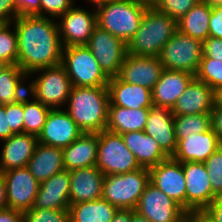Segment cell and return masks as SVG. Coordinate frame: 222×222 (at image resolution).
Returning <instances> with one entry per match:
<instances>
[{
  "mask_svg": "<svg viewBox=\"0 0 222 222\" xmlns=\"http://www.w3.org/2000/svg\"><path fill=\"white\" fill-rule=\"evenodd\" d=\"M194 77L184 71L164 69L152 90L153 104L171 109Z\"/></svg>",
  "mask_w": 222,
  "mask_h": 222,
  "instance_id": "obj_25",
  "label": "cell"
},
{
  "mask_svg": "<svg viewBox=\"0 0 222 222\" xmlns=\"http://www.w3.org/2000/svg\"><path fill=\"white\" fill-rule=\"evenodd\" d=\"M195 77L217 90L222 87V61L203 56Z\"/></svg>",
  "mask_w": 222,
  "mask_h": 222,
  "instance_id": "obj_36",
  "label": "cell"
},
{
  "mask_svg": "<svg viewBox=\"0 0 222 222\" xmlns=\"http://www.w3.org/2000/svg\"><path fill=\"white\" fill-rule=\"evenodd\" d=\"M203 57L202 41L177 31L163 46L159 59L164 69L197 74Z\"/></svg>",
  "mask_w": 222,
  "mask_h": 222,
  "instance_id": "obj_9",
  "label": "cell"
},
{
  "mask_svg": "<svg viewBox=\"0 0 222 222\" xmlns=\"http://www.w3.org/2000/svg\"><path fill=\"white\" fill-rule=\"evenodd\" d=\"M210 129V113L174 116V131L177 142L192 134L204 133Z\"/></svg>",
  "mask_w": 222,
  "mask_h": 222,
  "instance_id": "obj_34",
  "label": "cell"
},
{
  "mask_svg": "<svg viewBox=\"0 0 222 222\" xmlns=\"http://www.w3.org/2000/svg\"><path fill=\"white\" fill-rule=\"evenodd\" d=\"M7 190L8 208L25 211L33 207L39 182L27 166L3 172Z\"/></svg>",
  "mask_w": 222,
  "mask_h": 222,
  "instance_id": "obj_15",
  "label": "cell"
},
{
  "mask_svg": "<svg viewBox=\"0 0 222 222\" xmlns=\"http://www.w3.org/2000/svg\"><path fill=\"white\" fill-rule=\"evenodd\" d=\"M215 104L222 107V87L214 91Z\"/></svg>",
  "mask_w": 222,
  "mask_h": 222,
  "instance_id": "obj_55",
  "label": "cell"
},
{
  "mask_svg": "<svg viewBox=\"0 0 222 222\" xmlns=\"http://www.w3.org/2000/svg\"><path fill=\"white\" fill-rule=\"evenodd\" d=\"M61 64L72 86H108L110 78L86 45L63 47Z\"/></svg>",
  "mask_w": 222,
  "mask_h": 222,
  "instance_id": "obj_7",
  "label": "cell"
},
{
  "mask_svg": "<svg viewBox=\"0 0 222 222\" xmlns=\"http://www.w3.org/2000/svg\"><path fill=\"white\" fill-rule=\"evenodd\" d=\"M0 222H23V211L13 208L0 210Z\"/></svg>",
  "mask_w": 222,
  "mask_h": 222,
  "instance_id": "obj_49",
  "label": "cell"
},
{
  "mask_svg": "<svg viewBox=\"0 0 222 222\" xmlns=\"http://www.w3.org/2000/svg\"><path fill=\"white\" fill-rule=\"evenodd\" d=\"M18 42L14 23L0 24V64L17 65Z\"/></svg>",
  "mask_w": 222,
  "mask_h": 222,
  "instance_id": "obj_35",
  "label": "cell"
},
{
  "mask_svg": "<svg viewBox=\"0 0 222 222\" xmlns=\"http://www.w3.org/2000/svg\"><path fill=\"white\" fill-rule=\"evenodd\" d=\"M152 137L160 149L172 157L177 147L174 131V115L170 108L152 105L143 130Z\"/></svg>",
  "mask_w": 222,
  "mask_h": 222,
  "instance_id": "obj_18",
  "label": "cell"
},
{
  "mask_svg": "<svg viewBox=\"0 0 222 222\" xmlns=\"http://www.w3.org/2000/svg\"><path fill=\"white\" fill-rule=\"evenodd\" d=\"M211 182L213 194L222 197V146L219 147L205 162Z\"/></svg>",
  "mask_w": 222,
  "mask_h": 222,
  "instance_id": "obj_38",
  "label": "cell"
},
{
  "mask_svg": "<svg viewBox=\"0 0 222 222\" xmlns=\"http://www.w3.org/2000/svg\"><path fill=\"white\" fill-rule=\"evenodd\" d=\"M86 2V5H93V6H97L99 4L105 3V2H109V1H115V0H84Z\"/></svg>",
  "mask_w": 222,
  "mask_h": 222,
  "instance_id": "obj_57",
  "label": "cell"
},
{
  "mask_svg": "<svg viewBox=\"0 0 222 222\" xmlns=\"http://www.w3.org/2000/svg\"><path fill=\"white\" fill-rule=\"evenodd\" d=\"M105 175L95 166L70 171L69 203L101 199Z\"/></svg>",
  "mask_w": 222,
  "mask_h": 222,
  "instance_id": "obj_19",
  "label": "cell"
},
{
  "mask_svg": "<svg viewBox=\"0 0 222 222\" xmlns=\"http://www.w3.org/2000/svg\"><path fill=\"white\" fill-rule=\"evenodd\" d=\"M86 6L77 3L57 19L63 47L86 45L97 27L95 6Z\"/></svg>",
  "mask_w": 222,
  "mask_h": 222,
  "instance_id": "obj_10",
  "label": "cell"
},
{
  "mask_svg": "<svg viewBox=\"0 0 222 222\" xmlns=\"http://www.w3.org/2000/svg\"><path fill=\"white\" fill-rule=\"evenodd\" d=\"M118 208L107 200L79 202L69 206L70 222H111Z\"/></svg>",
  "mask_w": 222,
  "mask_h": 222,
  "instance_id": "obj_31",
  "label": "cell"
},
{
  "mask_svg": "<svg viewBox=\"0 0 222 222\" xmlns=\"http://www.w3.org/2000/svg\"><path fill=\"white\" fill-rule=\"evenodd\" d=\"M150 108L130 109L116 105H109L106 130L125 134L143 131Z\"/></svg>",
  "mask_w": 222,
  "mask_h": 222,
  "instance_id": "obj_29",
  "label": "cell"
},
{
  "mask_svg": "<svg viewBox=\"0 0 222 222\" xmlns=\"http://www.w3.org/2000/svg\"><path fill=\"white\" fill-rule=\"evenodd\" d=\"M214 222H222V197H217L203 210Z\"/></svg>",
  "mask_w": 222,
  "mask_h": 222,
  "instance_id": "obj_47",
  "label": "cell"
},
{
  "mask_svg": "<svg viewBox=\"0 0 222 222\" xmlns=\"http://www.w3.org/2000/svg\"><path fill=\"white\" fill-rule=\"evenodd\" d=\"M200 0H160L155 7L160 12L179 20Z\"/></svg>",
  "mask_w": 222,
  "mask_h": 222,
  "instance_id": "obj_39",
  "label": "cell"
},
{
  "mask_svg": "<svg viewBox=\"0 0 222 222\" xmlns=\"http://www.w3.org/2000/svg\"><path fill=\"white\" fill-rule=\"evenodd\" d=\"M131 222H151L148 218L145 216H142L138 212L132 209V221Z\"/></svg>",
  "mask_w": 222,
  "mask_h": 222,
  "instance_id": "obj_54",
  "label": "cell"
},
{
  "mask_svg": "<svg viewBox=\"0 0 222 222\" xmlns=\"http://www.w3.org/2000/svg\"><path fill=\"white\" fill-rule=\"evenodd\" d=\"M98 142V133H83L68 147L63 148L65 170L96 165Z\"/></svg>",
  "mask_w": 222,
  "mask_h": 222,
  "instance_id": "obj_26",
  "label": "cell"
},
{
  "mask_svg": "<svg viewBox=\"0 0 222 222\" xmlns=\"http://www.w3.org/2000/svg\"><path fill=\"white\" fill-rule=\"evenodd\" d=\"M13 134L9 126L8 113H5V105H0V142L10 138Z\"/></svg>",
  "mask_w": 222,
  "mask_h": 222,
  "instance_id": "obj_48",
  "label": "cell"
},
{
  "mask_svg": "<svg viewBox=\"0 0 222 222\" xmlns=\"http://www.w3.org/2000/svg\"><path fill=\"white\" fill-rule=\"evenodd\" d=\"M0 144V172H5L27 166L38 144V137L27 133L13 134Z\"/></svg>",
  "mask_w": 222,
  "mask_h": 222,
  "instance_id": "obj_21",
  "label": "cell"
},
{
  "mask_svg": "<svg viewBox=\"0 0 222 222\" xmlns=\"http://www.w3.org/2000/svg\"><path fill=\"white\" fill-rule=\"evenodd\" d=\"M28 80L27 92L36 100L51 109H64L72 84L62 64L34 71Z\"/></svg>",
  "mask_w": 222,
  "mask_h": 222,
  "instance_id": "obj_5",
  "label": "cell"
},
{
  "mask_svg": "<svg viewBox=\"0 0 222 222\" xmlns=\"http://www.w3.org/2000/svg\"><path fill=\"white\" fill-rule=\"evenodd\" d=\"M132 209H118L111 222H131Z\"/></svg>",
  "mask_w": 222,
  "mask_h": 222,
  "instance_id": "obj_52",
  "label": "cell"
},
{
  "mask_svg": "<svg viewBox=\"0 0 222 222\" xmlns=\"http://www.w3.org/2000/svg\"><path fill=\"white\" fill-rule=\"evenodd\" d=\"M203 56L222 61V39L208 36L203 42Z\"/></svg>",
  "mask_w": 222,
  "mask_h": 222,
  "instance_id": "obj_42",
  "label": "cell"
},
{
  "mask_svg": "<svg viewBox=\"0 0 222 222\" xmlns=\"http://www.w3.org/2000/svg\"><path fill=\"white\" fill-rule=\"evenodd\" d=\"M27 168L35 179L42 183L58 172L65 170L63 148L38 143Z\"/></svg>",
  "mask_w": 222,
  "mask_h": 222,
  "instance_id": "obj_27",
  "label": "cell"
},
{
  "mask_svg": "<svg viewBox=\"0 0 222 222\" xmlns=\"http://www.w3.org/2000/svg\"><path fill=\"white\" fill-rule=\"evenodd\" d=\"M164 70L157 56H136L127 53L118 77L127 83L153 90Z\"/></svg>",
  "mask_w": 222,
  "mask_h": 222,
  "instance_id": "obj_17",
  "label": "cell"
},
{
  "mask_svg": "<svg viewBox=\"0 0 222 222\" xmlns=\"http://www.w3.org/2000/svg\"><path fill=\"white\" fill-rule=\"evenodd\" d=\"M13 23L18 42L17 65L27 75L62 63L63 46L57 19L24 15Z\"/></svg>",
  "mask_w": 222,
  "mask_h": 222,
  "instance_id": "obj_1",
  "label": "cell"
},
{
  "mask_svg": "<svg viewBox=\"0 0 222 222\" xmlns=\"http://www.w3.org/2000/svg\"><path fill=\"white\" fill-rule=\"evenodd\" d=\"M221 146L218 136L210 129L179 140L171 158L181 163H204Z\"/></svg>",
  "mask_w": 222,
  "mask_h": 222,
  "instance_id": "obj_22",
  "label": "cell"
},
{
  "mask_svg": "<svg viewBox=\"0 0 222 222\" xmlns=\"http://www.w3.org/2000/svg\"><path fill=\"white\" fill-rule=\"evenodd\" d=\"M122 138L141 167L151 168L169 158L158 143L144 131L128 132L122 134Z\"/></svg>",
  "mask_w": 222,
  "mask_h": 222,
  "instance_id": "obj_28",
  "label": "cell"
},
{
  "mask_svg": "<svg viewBox=\"0 0 222 222\" xmlns=\"http://www.w3.org/2000/svg\"><path fill=\"white\" fill-rule=\"evenodd\" d=\"M108 91L109 105L130 109L150 108L154 105L152 90L124 82L118 76L109 79Z\"/></svg>",
  "mask_w": 222,
  "mask_h": 222,
  "instance_id": "obj_24",
  "label": "cell"
},
{
  "mask_svg": "<svg viewBox=\"0 0 222 222\" xmlns=\"http://www.w3.org/2000/svg\"><path fill=\"white\" fill-rule=\"evenodd\" d=\"M83 132L65 109H51L47 115L38 143L58 148L68 147Z\"/></svg>",
  "mask_w": 222,
  "mask_h": 222,
  "instance_id": "obj_16",
  "label": "cell"
},
{
  "mask_svg": "<svg viewBox=\"0 0 222 222\" xmlns=\"http://www.w3.org/2000/svg\"><path fill=\"white\" fill-rule=\"evenodd\" d=\"M86 46L109 78L119 75L127 54V44L122 39L97 26Z\"/></svg>",
  "mask_w": 222,
  "mask_h": 222,
  "instance_id": "obj_11",
  "label": "cell"
},
{
  "mask_svg": "<svg viewBox=\"0 0 222 222\" xmlns=\"http://www.w3.org/2000/svg\"><path fill=\"white\" fill-rule=\"evenodd\" d=\"M133 1L147 8H155L160 0H133Z\"/></svg>",
  "mask_w": 222,
  "mask_h": 222,
  "instance_id": "obj_53",
  "label": "cell"
},
{
  "mask_svg": "<svg viewBox=\"0 0 222 222\" xmlns=\"http://www.w3.org/2000/svg\"><path fill=\"white\" fill-rule=\"evenodd\" d=\"M209 36L222 39V6L212 8L209 20Z\"/></svg>",
  "mask_w": 222,
  "mask_h": 222,
  "instance_id": "obj_44",
  "label": "cell"
},
{
  "mask_svg": "<svg viewBox=\"0 0 222 222\" xmlns=\"http://www.w3.org/2000/svg\"><path fill=\"white\" fill-rule=\"evenodd\" d=\"M18 17L13 0H0V24L12 23Z\"/></svg>",
  "mask_w": 222,
  "mask_h": 222,
  "instance_id": "obj_43",
  "label": "cell"
},
{
  "mask_svg": "<svg viewBox=\"0 0 222 222\" xmlns=\"http://www.w3.org/2000/svg\"><path fill=\"white\" fill-rule=\"evenodd\" d=\"M77 0H40V16L58 19L73 8ZM76 2V3H75Z\"/></svg>",
  "mask_w": 222,
  "mask_h": 222,
  "instance_id": "obj_40",
  "label": "cell"
},
{
  "mask_svg": "<svg viewBox=\"0 0 222 222\" xmlns=\"http://www.w3.org/2000/svg\"><path fill=\"white\" fill-rule=\"evenodd\" d=\"M177 31V20L156 8H146L139 29L127 43V53L159 57L163 46Z\"/></svg>",
  "mask_w": 222,
  "mask_h": 222,
  "instance_id": "obj_3",
  "label": "cell"
},
{
  "mask_svg": "<svg viewBox=\"0 0 222 222\" xmlns=\"http://www.w3.org/2000/svg\"><path fill=\"white\" fill-rule=\"evenodd\" d=\"M211 115V129L218 136L220 144L222 145V107L214 105Z\"/></svg>",
  "mask_w": 222,
  "mask_h": 222,
  "instance_id": "obj_46",
  "label": "cell"
},
{
  "mask_svg": "<svg viewBox=\"0 0 222 222\" xmlns=\"http://www.w3.org/2000/svg\"><path fill=\"white\" fill-rule=\"evenodd\" d=\"M16 4L18 16H40V0H13Z\"/></svg>",
  "mask_w": 222,
  "mask_h": 222,
  "instance_id": "obj_45",
  "label": "cell"
},
{
  "mask_svg": "<svg viewBox=\"0 0 222 222\" xmlns=\"http://www.w3.org/2000/svg\"><path fill=\"white\" fill-rule=\"evenodd\" d=\"M215 104L214 90L194 77L171 108L174 116L210 113Z\"/></svg>",
  "mask_w": 222,
  "mask_h": 222,
  "instance_id": "obj_20",
  "label": "cell"
},
{
  "mask_svg": "<svg viewBox=\"0 0 222 222\" xmlns=\"http://www.w3.org/2000/svg\"><path fill=\"white\" fill-rule=\"evenodd\" d=\"M28 75L18 65L0 67V105L11 104L27 93Z\"/></svg>",
  "mask_w": 222,
  "mask_h": 222,
  "instance_id": "obj_30",
  "label": "cell"
},
{
  "mask_svg": "<svg viewBox=\"0 0 222 222\" xmlns=\"http://www.w3.org/2000/svg\"><path fill=\"white\" fill-rule=\"evenodd\" d=\"M110 99L108 86H72L64 107L83 133L106 130Z\"/></svg>",
  "mask_w": 222,
  "mask_h": 222,
  "instance_id": "obj_2",
  "label": "cell"
},
{
  "mask_svg": "<svg viewBox=\"0 0 222 222\" xmlns=\"http://www.w3.org/2000/svg\"><path fill=\"white\" fill-rule=\"evenodd\" d=\"M8 208L7 203V190H6V183L5 177L3 172H0V210Z\"/></svg>",
  "mask_w": 222,
  "mask_h": 222,
  "instance_id": "obj_51",
  "label": "cell"
},
{
  "mask_svg": "<svg viewBox=\"0 0 222 222\" xmlns=\"http://www.w3.org/2000/svg\"><path fill=\"white\" fill-rule=\"evenodd\" d=\"M212 8L200 1L177 20L178 31L204 41L209 36V20Z\"/></svg>",
  "mask_w": 222,
  "mask_h": 222,
  "instance_id": "obj_32",
  "label": "cell"
},
{
  "mask_svg": "<svg viewBox=\"0 0 222 222\" xmlns=\"http://www.w3.org/2000/svg\"><path fill=\"white\" fill-rule=\"evenodd\" d=\"M51 108L43 105L28 92L23 96L24 133L38 137Z\"/></svg>",
  "mask_w": 222,
  "mask_h": 222,
  "instance_id": "obj_33",
  "label": "cell"
},
{
  "mask_svg": "<svg viewBox=\"0 0 222 222\" xmlns=\"http://www.w3.org/2000/svg\"><path fill=\"white\" fill-rule=\"evenodd\" d=\"M200 2L211 8L222 6V0H200Z\"/></svg>",
  "mask_w": 222,
  "mask_h": 222,
  "instance_id": "obj_56",
  "label": "cell"
},
{
  "mask_svg": "<svg viewBox=\"0 0 222 222\" xmlns=\"http://www.w3.org/2000/svg\"><path fill=\"white\" fill-rule=\"evenodd\" d=\"M182 168L186 180V212L203 211L217 198L206 167L204 163L184 162Z\"/></svg>",
  "mask_w": 222,
  "mask_h": 222,
  "instance_id": "obj_14",
  "label": "cell"
},
{
  "mask_svg": "<svg viewBox=\"0 0 222 222\" xmlns=\"http://www.w3.org/2000/svg\"><path fill=\"white\" fill-rule=\"evenodd\" d=\"M149 183V168L144 167L128 173L105 175L101 198L118 209L135 210Z\"/></svg>",
  "mask_w": 222,
  "mask_h": 222,
  "instance_id": "obj_6",
  "label": "cell"
},
{
  "mask_svg": "<svg viewBox=\"0 0 222 222\" xmlns=\"http://www.w3.org/2000/svg\"><path fill=\"white\" fill-rule=\"evenodd\" d=\"M136 212L151 222H185L186 211L149 183L140 197Z\"/></svg>",
  "mask_w": 222,
  "mask_h": 222,
  "instance_id": "obj_12",
  "label": "cell"
},
{
  "mask_svg": "<svg viewBox=\"0 0 222 222\" xmlns=\"http://www.w3.org/2000/svg\"><path fill=\"white\" fill-rule=\"evenodd\" d=\"M70 171L63 170L39 184L33 207L40 209H68Z\"/></svg>",
  "mask_w": 222,
  "mask_h": 222,
  "instance_id": "obj_23",
  "label": "cell"
},
{
  "mask_svg": "<svg viewBox=\"0 0 222 222\" xmlns=\"http://www.w3.org/2000/svg\"><path fill=\"white\" fill-rule=\"evenodd\" d=\"M23 222H70L69 210L32 207L23 212Z\"/></svg>",
  "mask_w": 222,
  "mask_h": 222,
  "instance_id": "obj_37",
  "label": "cell"
},
{
  "mask_svg": "<svg viewBox=\"0 0 222 222\" xmlns=\"http://www.w3.org/2000/svg\"><path fill=\"white\" fill-rule=\"evenodd\" d=\"M150 183L186 211V180L182 163L169 157L149 168Z\"/></svg>",
  "mask_w": 222,
  "mask_h": 222,
  "instance_id": "obj_13",
  "label": "cell"
},
{
  "mask_svg": "<svg viewBox=\"0 0 222 222\" xmlns=\"http://www.w3.org/2000/svg\"><path fill=\"white\" fill-rule=\"evenodd\" d=\"M185 222H214L204 211L186 212Z\"/></svg>",
  "mask_w": 222,
  "mask_h": 222,
  "instance_id": "obj_50",
  "label": "cell"
},
{
  "mask_svg": "<svg viewBox=\"0 0 222 222\" xmlns=\"http://www.w3.org/2000/svg\"><path fill=\"white\" fill-rule=\"evenodd\" d=\"M147 7L133 0H115L95 7L97 26L126 44L137 32Z\"/></svg>",
  "mask_w": 222,
  "mask_h": 222,
  "instance_id": "obj_4",
  "label": "cell"
},
{
  "mask_svg": "<svg viewBox=\"0 0 222 222\" xmlns=\"http://www.w3.org/2000/svg\"><path fill=\"white\" fill-rule=\"evenodd\" d=\"M5 113H8L11 131L14 134L24 133L23 97L17 102L5 104Z\"/></svg>",
  "mask_w": 222,
  "mask_h": 222,
  "instance_id": "obj_41",
  "label": "cell"
},
{
  "mask_svg": "<svg viewBox=\"0 0 222 222\" xmlns=\"http://www.w3.org/2000/svg\"><path fill=\"white\" fill-rule=\"evenodd\" d=\"M96 167L104 175L123 174L142 168L125 146L122 135L107 130L98 132Z\"/></svg>",
  "mask_w": 222,
  "mask_h": 222,
  "instance_id": "obj_8",
  "label": "cell"
}]
</instances>
